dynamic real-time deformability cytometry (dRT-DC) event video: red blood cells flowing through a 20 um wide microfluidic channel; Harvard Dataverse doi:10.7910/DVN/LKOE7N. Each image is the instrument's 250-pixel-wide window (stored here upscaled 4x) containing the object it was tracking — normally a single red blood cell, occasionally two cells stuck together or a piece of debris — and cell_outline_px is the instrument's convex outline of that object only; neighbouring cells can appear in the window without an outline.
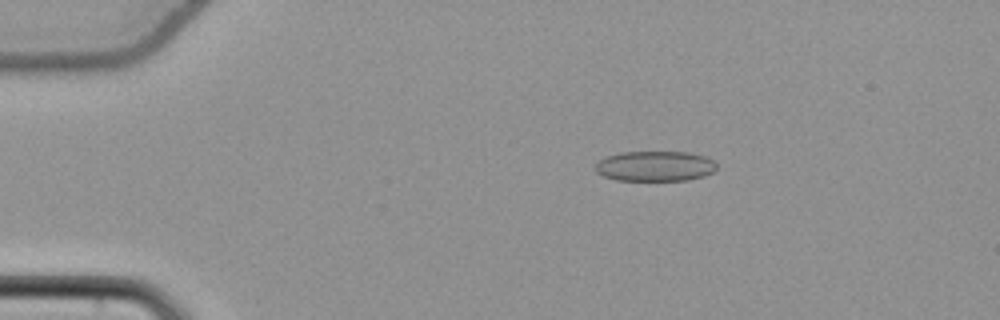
{"species": "common noctule bat (a hibernating species)", "species_latin": "Nyctalus noctula", "temperature_condition": "cold", "stored_images_in_passage": 47, "camera_frame_rate_fps": 3000, "um_per_image_px": 0.085, "animal": {"sex": "female", "body_mass_g": 22.7, "forearm_length_mm": 54.2}, "frame": {"image": 1, "passage_image": 3, "time_ms": 0.667, "image_size_px": [1000, 320], "cell_outline_px": [[716, 168], [712, 172], [704, 176], [688, 180], [616, 180], [604, 176], [596, 172], [596, 164], [600, 160], [608, 156], [620, 152], [688, 152], [704, 156], [712, 160], [716, 164]], "centroid_in_image_um": [55.68, 14.12], "position_along_channel_um": 29.3, "area_um2": 21.21}}
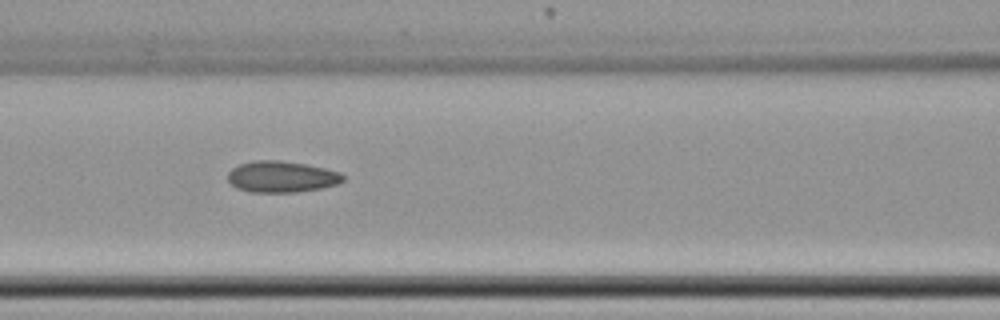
{"frame": {"image": 2, "passage_image": 17, "time_ms": 5.333, "image_size_px": [1000, 320], "cell_outline_px": [[344, 180], [336, 184], [320, 188], [296, 192], [252, 192], [236, 188], [228, 180], [228, 172], [232, 168], [240, 164], [256, 160], [280, 160], [304, 164], [324, 168], [340, 172], [344, 176]], "centroid_in_image_um": [23.92, 15.02], "position_along_channel_um": 142.7, "area_um2": 20.87}}
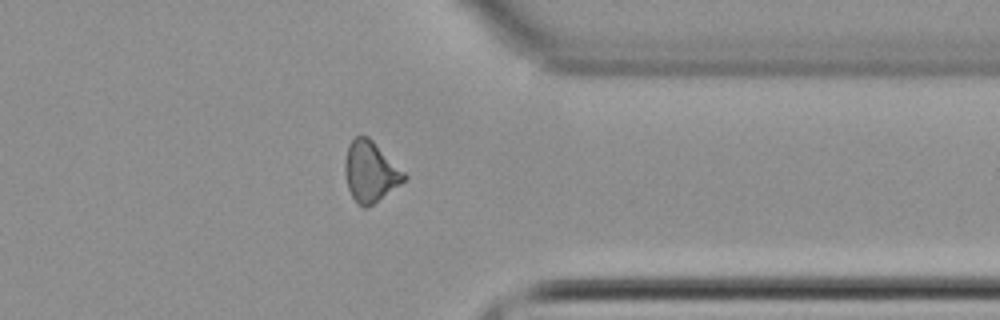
{"frame": {"image": 3, "passage_image": 36, "time_ms": 11.667, "image_size_px": [1000, 320], "cell_outline_px": [[408, 176], [400, 184], [368, 208], [364, 208], [356, 204], [348, 188], [344, 172], [344, 164], [348, 144], [356, 136], [368, 136]], "centroid_in_image_um": [31.45, 14.61], "position_along_channel_um": 380.0, "area_um2": 20.75}, "authors_computed_cell_mechanics": {"area_um2": 20.7502, "velocity_mm_per_s": 3.8401, "shape_relaxation_time_tau1_ms": null, "shape_relaxation_time_tau2_ms": 2.9154, "deformation_change_tau1": null, "deformation_change_tau2": 0.1008}}